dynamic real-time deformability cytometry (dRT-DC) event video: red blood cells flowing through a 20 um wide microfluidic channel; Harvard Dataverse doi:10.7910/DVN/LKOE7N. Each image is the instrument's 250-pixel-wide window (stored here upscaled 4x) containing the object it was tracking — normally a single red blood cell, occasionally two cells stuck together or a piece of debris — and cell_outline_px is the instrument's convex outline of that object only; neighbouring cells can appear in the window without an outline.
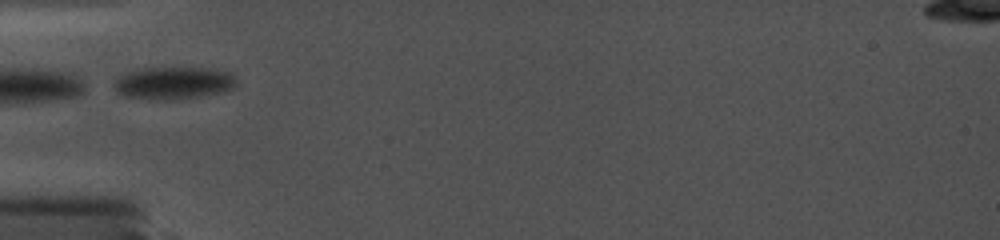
{"species": "common noctule bat (a hibernating species)", "species_latin": "Nyctalus noctula", "temperature_condition": "cold", "stored_images_in_passage": 4, "camera_frame_rate_fps": 5000, "um_per_image_px": 0.085, "animal": {"sex": "female", "body_mass_g": 19.0, "forearm_length_mm": 56.7}, "frame": {"image": 1, "passage_image": 1, "time_ms": 0.0, "image_size_px": [1000, 240], "cell_outline_px": [[236, 84], [232, 88], [220, 92], [200, 96], [172, 100], [148, 100], [124, 96], [116, 92], [116, 80], [120, 76], [136, 68], [200, 68], [228, 72], [236, 80]], "centroid_in_image_um": [14.69, 7.07], "position_along_channel_um": 70.3, "area_um2": 22.89}}